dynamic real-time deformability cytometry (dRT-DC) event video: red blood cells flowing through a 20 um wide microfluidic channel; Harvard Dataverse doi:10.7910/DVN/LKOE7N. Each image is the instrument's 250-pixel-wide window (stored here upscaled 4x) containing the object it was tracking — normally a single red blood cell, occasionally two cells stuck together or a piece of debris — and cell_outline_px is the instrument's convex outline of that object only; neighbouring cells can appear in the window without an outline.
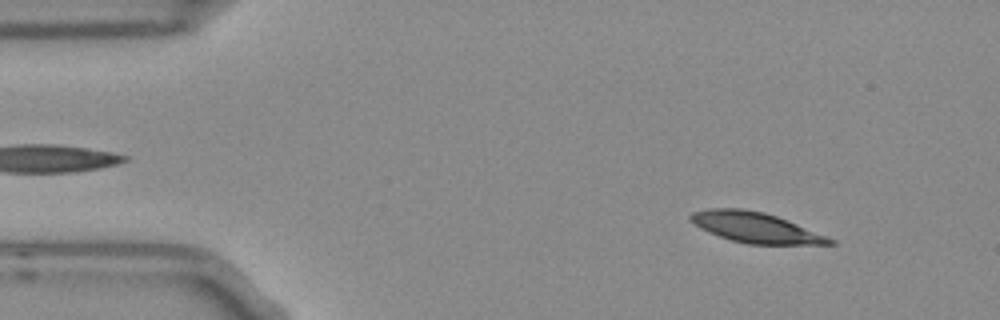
{"species": "Egyptian fruit bat (a non-hibernating species)", "species_latin": "Rousettus aegyptiacus", "temperature_condition": "room temperature", "stored_images_in_passage": 52, "camera_frame_rate_fps": 3000, "um_per_image_px": 0.085, "frame": {"image": 1, "passage_image": 5, "time_ms": 1.333, "image_size_px": [1000, 320], "cell_outline_px": [[836, 244], [748, 244], [732, 240], [708, 232], [700, 228], [688, 220], [688, 216], [692, 212], [712, 208], [740, 208], [764, 212], [776, 216], [836, 240]], "centroid_in_image_um": [64.17, 19.33], "position_along_channel_um": 20.8, "area_um2": 24.33}}
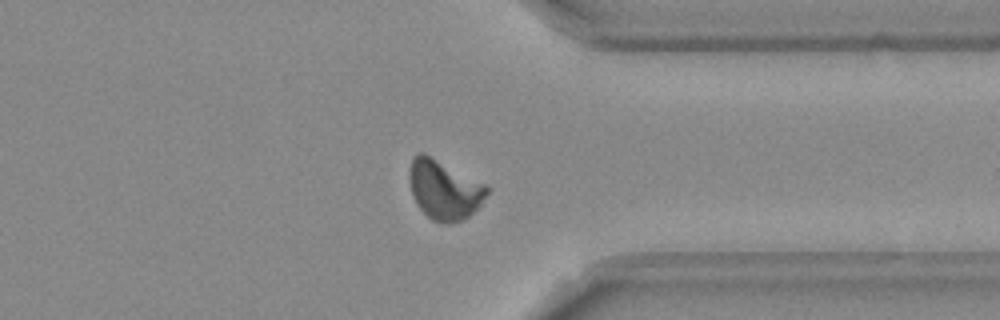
{"frame": {"image": 2, "passage_image": 40, "time_ms": 13.0, "image_size_px": [1000, 320], "cell_outline_px": [[488, 192], [480, 204], [468, 216], [460, 220], [448, 224], [440, 224], [432, 220], [416, 204], [408, 180], [408, 172], [412, 160], [420, 152], [424, 152], [484, 184], [488, 188]], "centroid_in_image_um": [37.71, 16.13], "position_along_channel_um": 373.7, "area_um2": 26.47}}
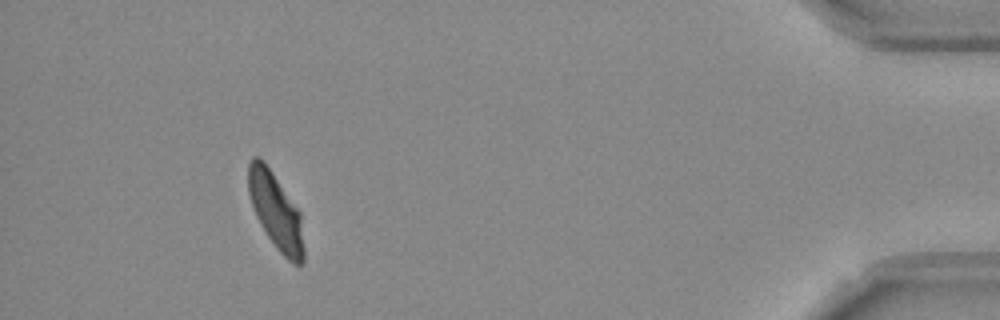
{"frame": {"image": 3, "passage_image": 48, "time_ms": 15.667, "image_size_px": [1000, 320], "cell_outline_px": [[304, 264], [292, 264], [276, 248], [260, 224], [256, 216], [248, 192], [248, 164], [252, 156], [260, 156], [264, 160], [300, 212], [304, 248]], "centroid_in_image_um": [23.43, 17.93], "position_along_channel_um": 411.8, "area_um2": 24.68}, "authors_computed_cell_mechanics": {"area_um2": 25.2297, "velocity_mm_per_s": 3.7318, "shape_relaxation_time_tau1_ms": 9.3312, "shape_relaxation_time_tau2_ms": 3.1965, "deformation_change_tau1": 0.2308, "deformation_change_tau2": 0.0733}}